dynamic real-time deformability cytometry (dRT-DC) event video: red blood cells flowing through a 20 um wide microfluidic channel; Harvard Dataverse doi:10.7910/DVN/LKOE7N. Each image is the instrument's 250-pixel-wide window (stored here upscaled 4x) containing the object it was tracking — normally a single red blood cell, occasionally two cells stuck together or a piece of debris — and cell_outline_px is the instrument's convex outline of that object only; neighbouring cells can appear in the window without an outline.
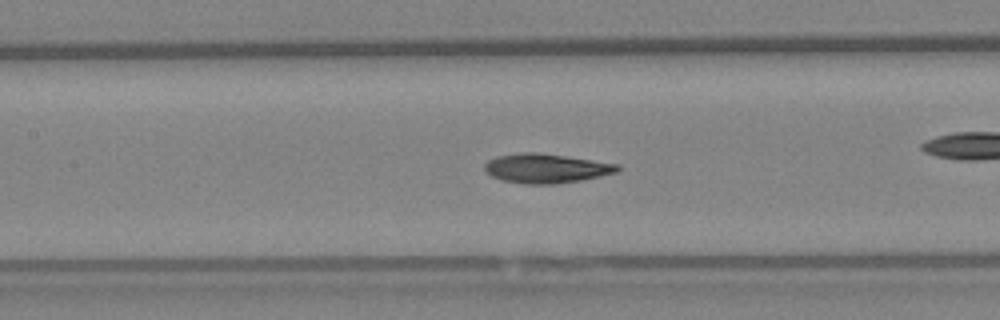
{"species": "Egyptian fruit bat (a non-hibernating species)", "species_latin": "Rousettus aegyptiacus", "temperature_condition": "warm", "stored_images_in_passage": 43, "camera_frame_rate_fps": 3000, "um_per_image_px": 0.085, "animal": {"sex": "female"}, "frame": {"image": 1, "passage_image": 19, "time_ms": 6.0, "image_size_px": [1000, 320], "cell_outline_px": [[620, 168], [616, 172], [600, 176], [580, 180], [556, 184], [524, 184], [500, 180], [484, 172], [484, 164], [488, 160], [500, 156], [524, 152], [532, 152], [564, 156], [620, 164]], "centroid_in_image_um": [46.39, 14.32], "position_along_channel_um": 161.0, "area_um2": 22.54}}